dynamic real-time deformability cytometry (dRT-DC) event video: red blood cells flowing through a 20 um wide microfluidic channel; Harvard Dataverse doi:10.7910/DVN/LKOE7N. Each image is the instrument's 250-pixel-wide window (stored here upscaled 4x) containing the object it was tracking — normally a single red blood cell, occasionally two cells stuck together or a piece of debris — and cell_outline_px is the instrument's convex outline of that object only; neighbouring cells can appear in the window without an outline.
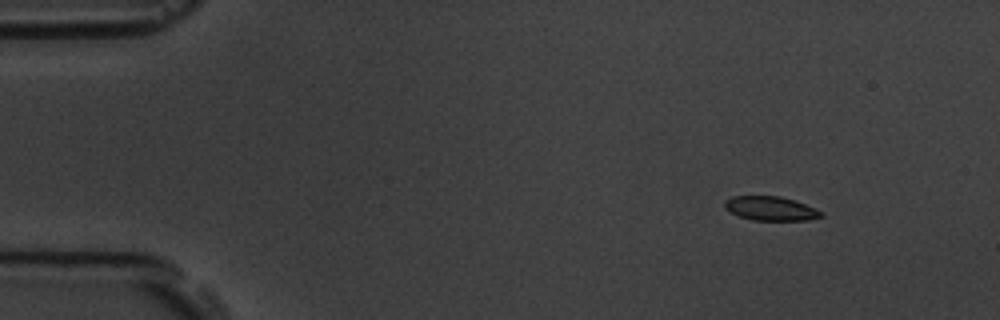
{"species": "common noctule bat (a hibernating species)", "species_latin": "Nyctalus noctula", "temperature_condition": "room temperature", "stored_images_in_passage": 4, "camera_frame_rate_fps": 3000, "um_per_image_px": 0.085, "animal": {"sex": "male", "body_mass_g": 19.5, "forearm_length_mm": 54.6}, "frame": {"image": 1, "passage_image": 2, "time_ms": 1.0, "image_size_px": [1000, 320], "cell_outline_px": [[824, 216], [808, 220], [752, 220], [740, 216], [724, 208], [724, 200], [732, 196], [780, 196], [804, 204], [824, 212]], "centroid_in_image_um": [65.5, 17.72], "position_along_channel_um": 19.5, "area_um2": 13.47}}
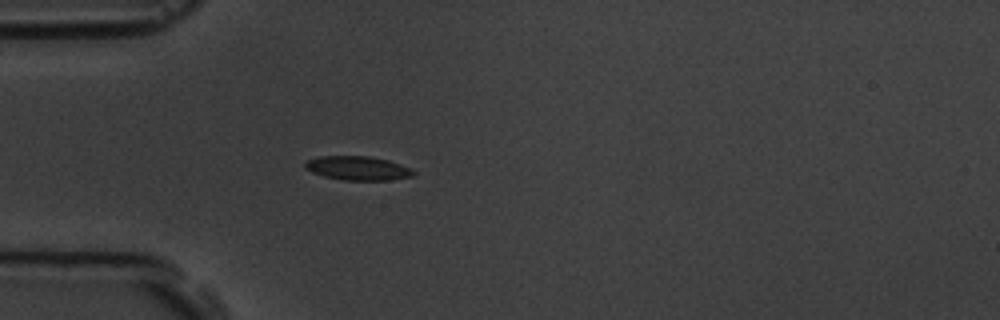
{"frame": {"image": 2, "passage_image": 4, "time_ms": 4.333, "image_size_px": [1000, 320], "cell_outline_px": [[416, 176], [388, 180], [344, 180], [324, 176], [312, 172], [304, 168], [304, 164], [308, 160], [320, 156], [368, 156], [388, 160], [400, 164], [416, 172]], "centroid_in_image_um": [30.42, 14.3], "position_along_channel_um": 54.6, "area_um2": 15.09}}